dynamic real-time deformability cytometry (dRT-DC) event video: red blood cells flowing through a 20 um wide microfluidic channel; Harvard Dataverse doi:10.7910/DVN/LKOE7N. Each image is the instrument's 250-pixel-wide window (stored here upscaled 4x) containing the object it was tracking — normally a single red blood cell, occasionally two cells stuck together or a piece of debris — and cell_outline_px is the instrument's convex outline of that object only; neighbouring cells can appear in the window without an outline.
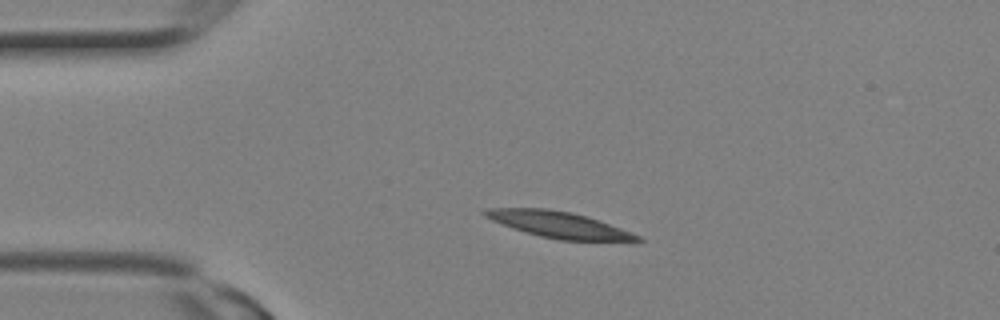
{"species": "Egyptian fruit bat (a non-hibernating species)", "species_latin": "Rousettus aegyptiacus", "temperature_condition": "room temperature", "stored_images_in_passage": 2, "camera_frame_rate_fps": 3000, "um_per_image_px": 0.085, "animal": {"sex": "female"}, "frame": {"image": 1, "passage_image": 2, "time_ms": 0.333, "image_size_px": [1000, 320], "cell_outline_px": [[644, 240], [560, 240], [540, 236], [512, 228], [492, 220], [484, 216], [480, 212], [484, 208], [548, 208], [572, 212], [588, 216], [632, 232], [640, 236]], "centroid_in_image_um": [47.43, 19.07], "position_along_channel_um": 37.6, "area_um2": 23.12}}